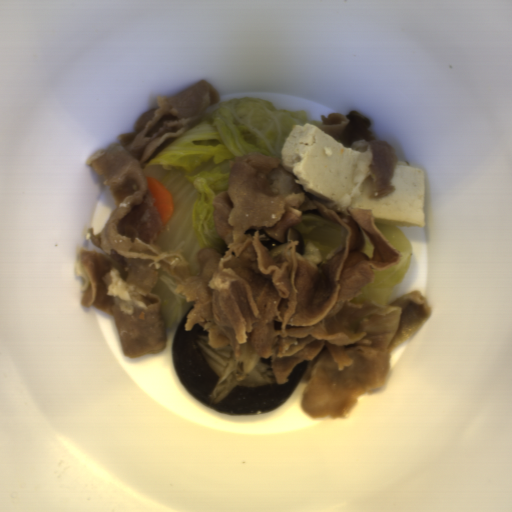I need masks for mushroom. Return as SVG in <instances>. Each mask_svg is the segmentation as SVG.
<instances>
[{
    "label": "mushroom",
    "instance_id": "1",
    "mask_svg": "<svg viewBox=\"0 0 512 512\" xmlns=\"http://www.w3.org/2000/svg\"><path fill=\"white\" fill-rule=\"evenodd\" d=\"M179 320L171 343L172 365L181 386L204 405L228 416L265 415L288 402L309 361L297 363L287 382L277 384L271 358H260L244 343L237 357L232 346L213 349L208 331L195 323L185 329Z\"/></svg>",
    "mask_w": 512,
    "mask_h": 512
}]
</instances>
